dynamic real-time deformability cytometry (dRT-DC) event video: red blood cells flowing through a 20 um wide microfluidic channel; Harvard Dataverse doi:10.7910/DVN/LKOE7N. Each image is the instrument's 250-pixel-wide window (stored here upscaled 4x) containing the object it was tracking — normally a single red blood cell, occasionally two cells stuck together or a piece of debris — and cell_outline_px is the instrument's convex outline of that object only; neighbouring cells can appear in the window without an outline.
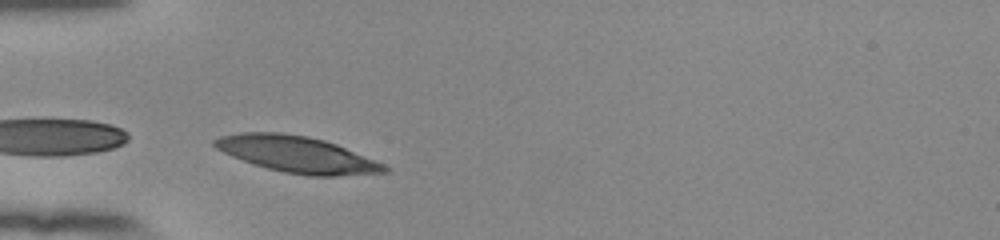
{"species": "human", "species_latin": "Homo sapiens", "temperature_condition": "room temperature", "stored_images_in_passage": 28, "camera_frame_rate_fps": 3000, "um_per_image_px": 0.085, "donor": {"sex": "female"}, "frame": {"image": 1, "passage_image": 1, "time_ms": 0.0, "image_size_px": [1000, 240], "cell_outline_px": [[388, 172], [336, 176], [308, 176], [284, 172], [268, 168], [232, 156], [216, 148], [212, 144], [212, 140], [220, 136], [240, 132], [280, 132], [308, 136], [324, 140], [336, 144], [384, 164], [388, 168]], "centroid_in_image_um": [25.23, 13.11], "position_along_channel_um": 59.8, "area_um2": 35.66}}
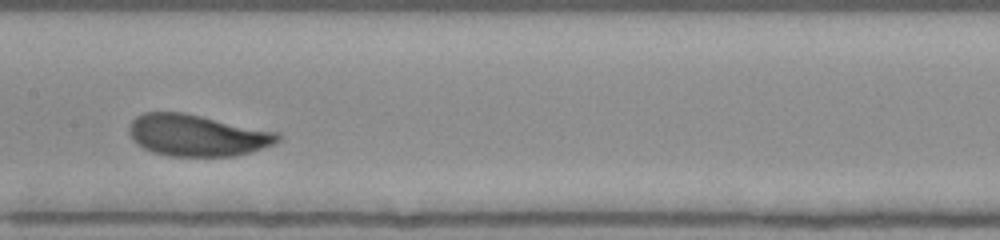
{"frame": {"image": 2, "passage_image": 12, "time_ms": 3.667, "image_size_px": [1000, 240], "cell_outline_px": [[280, 140], [272, 144], [252, 152], [236, 156], [168, 156], [152, 152], [136, 144], [132, 140], [128, 132], [128, 128], [132, 120], [136, 116], [144, 112], [184, 112], [280, 132]], "centroid_in_image_um": [16.74, 11.5], "position_along_channel_um": 190.7, "area_um2": 36.41}}
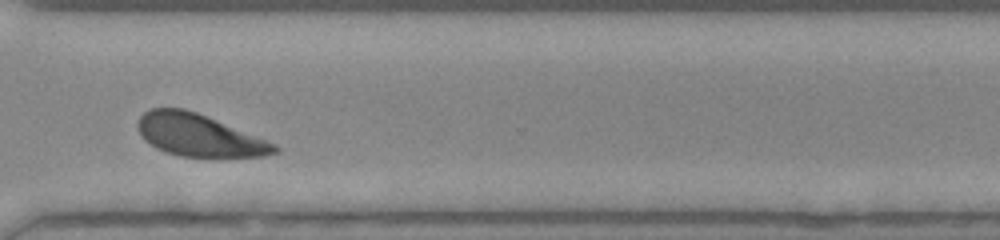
{"frame": {"image": 3, "passage_image": 25, "time_ms": 8.0, "image_size_px": [1000, 240], "cell_outline_px": [[280, 152], [264, 156], [180, 156], [164, 152], [156, 148], [144, 140], [136, 124], [140, 116], [144, 112], [152, 108], [184, 108], [196, 112], [276, 144], [280, 148]], "centroid_in_image_um": [16.88, 11.49], "position_along_channel_um": 353.7, "area_um2": 33.23}, "authors_computed_cell_mechanics": {"area_um2": 35.6915, "velocity_mm_per_s": 3.7561, "shape_relaxation_time_tau1_ms": 2.1116, "shape_relaxation_time_tau2_ms": 1.7908, "deformation_change_tau1": 0.1182, "deformation_change_tau2": 0.0586}}